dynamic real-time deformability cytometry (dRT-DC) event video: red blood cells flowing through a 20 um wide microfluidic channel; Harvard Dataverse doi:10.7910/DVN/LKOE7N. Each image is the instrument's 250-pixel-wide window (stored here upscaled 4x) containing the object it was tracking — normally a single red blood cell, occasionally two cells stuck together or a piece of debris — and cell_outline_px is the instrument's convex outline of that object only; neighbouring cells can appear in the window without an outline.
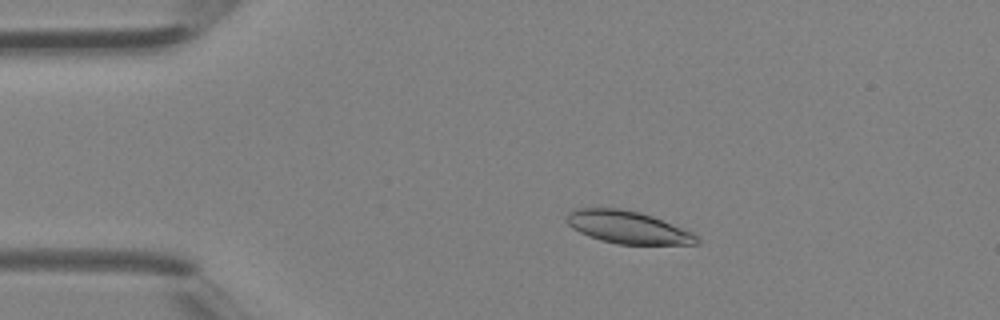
{"species": "Egyptian fruit bat (a non-hibernating species)", "species_latin": "Rousettus aegyptiacus", "temperature_condition": "room temperature", "stored_images_in_passage": 2, "camera_frame_rate_fps": 3000, "um_per_image_px": 0.085, "animal": {"sex": "female"}, "frame": {"image": 1, "passage_image": 1, "time_ms": 0.0, "image_size_px": [1000, 320], "cell_outline_px": [[700, 244], [616, 244], [600, 240], [588, 236], [572, 228], [568, 224], [568, 212], [580, 208], [620, 208], [640, 212], [652, 216], [692, 232], [700, 240]], "centroid_in_image_um": [53.37, 19.32], "position_along_channel_um": 31.6, "area_um2": 24.45}}